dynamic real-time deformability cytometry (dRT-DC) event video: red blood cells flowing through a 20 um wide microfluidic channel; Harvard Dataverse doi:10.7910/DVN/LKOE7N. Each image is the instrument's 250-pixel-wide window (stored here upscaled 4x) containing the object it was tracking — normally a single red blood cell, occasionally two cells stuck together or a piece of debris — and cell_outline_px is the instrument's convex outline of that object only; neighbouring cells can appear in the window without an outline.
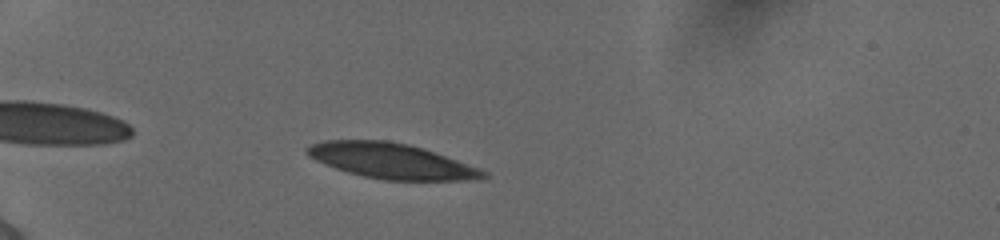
{"species": "human", "species_latin": "Homo sapiens", "temperature_condition": "cold", "stored_images_in_passage": 43, "camera_frame_rate_fps": 3000, "um_per_image_px": 0.085, "donor": {"sex": "female"}, "frame": {"image": 1, "passage_image": 6, "time_ms": 1.667, "image_size_px": [1000, 240], "cell_outline_px": [[488, 176], [472, 180], [384, 180], [364, 176], [348, 172], [336, 168], [316, 160], [308, 156], [304, 152], [304, 148], [312, 144], [328, 140], [388, 140], [408, 144], [480, 168], [488, 172]], "centroid_in_image_um": [33.24, 13.68], "position_along_channel_um": 51.8, "area_um2": 35.84}}
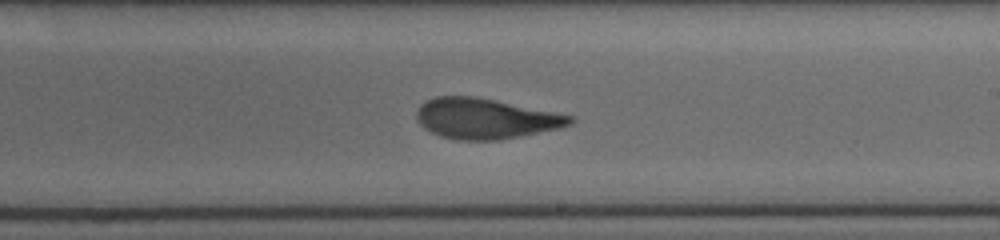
{"frame": {"image": 2, "passage_image": 24, "time_ms": 7.667, "image_size_px": [1000, 240], "cell_outline_px": [[576, 120], [572, 124], [560, 128], [500, 140], [460, 140], [440, 136], [424, 128], [416, 120], [416, 112], [420, 104], [436, 96], [476, 96], [576, 116]], "centroid_in_image_um": [41.29, 10.07], "position_along_channel_um": 247.7, "area_um2": 36.36}}
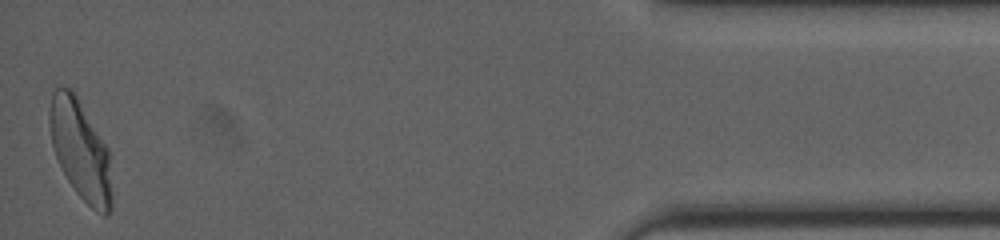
{"frame": {"image": 3, "passage_image": 43, "time_ms": 14.0, "image_size_px": [1000, 240], "cell_outline_px": [[112, 208], [108, 216], [104, 216], [96, 212], [76, 192], [68, 180], [56, 156], [52, 144], [48, 120], [48, 112], [52, 92], [56, 88], [72, 88], [108, 148], [112, 192]], "centroid_in_image_um": [6.84, 12.76], "position_along_channel_um": 428.4, "area_um2": 36.07}, "authors_computed_cell_mechanics": {"area_um2": 36.4718, "velocity_mm_per_s": 3.8664, "shape_relaxation_time_tau1_ms": 6.1562, "shape_relaxation_time_tau2_ms": 1.4264, "deformation_change_tau1": 0.2064, "deformation_change_tau2": 0.0907}}